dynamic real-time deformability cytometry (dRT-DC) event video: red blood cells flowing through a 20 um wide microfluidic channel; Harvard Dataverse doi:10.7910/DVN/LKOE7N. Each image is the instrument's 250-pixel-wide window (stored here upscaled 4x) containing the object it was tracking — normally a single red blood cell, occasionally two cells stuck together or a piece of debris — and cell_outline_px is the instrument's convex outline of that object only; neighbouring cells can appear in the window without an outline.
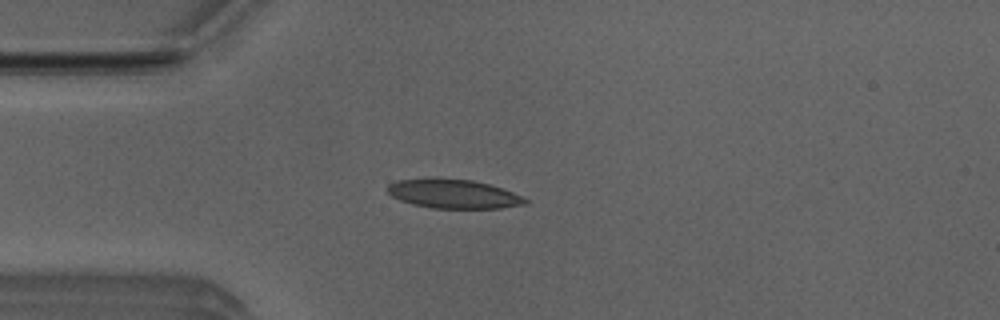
{"species": "Egyptian fruit bat (a non-hibernating species)", "species_latin": "Rousettus aegyptiacus", "temperature_condition": "room temperature", "stored_images_in_passage": 3, "camera_frame_rate_fps": 3000, "um_per_image_px": 0.085, "animal": {"sex": "male"}, "frame": {"image": 1, "passage_image": 2, "time_ms": 0.333, "image_size_px": [1000, 320], "cell_outline_px": [[528, 204], [500, 208], [432, 208], [412, 204], [400, 200], [392, 196], [388, 192], [388, 184], [396, 180], [432, 176], [436, 176], [472, 180], [488, 184], [512, 192], [528, 200]], "centroid_in_image_um": [38.48, 16.45], "position_along_channel_um": 46.5, "area_um2": 23.7}}